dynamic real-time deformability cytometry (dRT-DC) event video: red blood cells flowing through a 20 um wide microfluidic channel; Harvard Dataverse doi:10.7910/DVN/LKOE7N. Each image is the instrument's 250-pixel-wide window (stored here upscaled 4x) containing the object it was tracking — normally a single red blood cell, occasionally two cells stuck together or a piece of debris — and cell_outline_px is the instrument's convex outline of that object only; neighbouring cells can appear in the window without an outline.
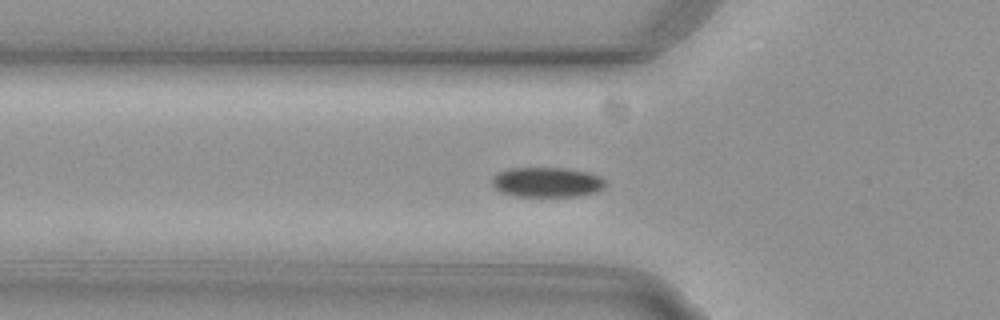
{"species": "common noctule bat (a hibernating species)", "species_latin": "Nyctalus noctula", "temperature_condition": "cold", "stored_images_in_passage": 57, "camera_frame_rate_fps": 3000, "um_per_image_px": 0.085, "animal": {"sex": "female", "body_mass_g": 29.2, "forearm_length_mm": 56.3}, "frame": {"image": 1, "passage_image": 19, "time_ms": 6.0, "image_size_px": [1000, 320], "cell_outline_px": [[604, 188], [596, 192], [576, 196], [516, 196], [500, 192], [492, 184], [492, 176], [508, 168], [564, 168], [588, 172], [600, 176], [604, 180]], "centroid_in_image_um": [46.48, 15.48], "position_along_channel_um": 79.3, "area_um2": 19.71}}
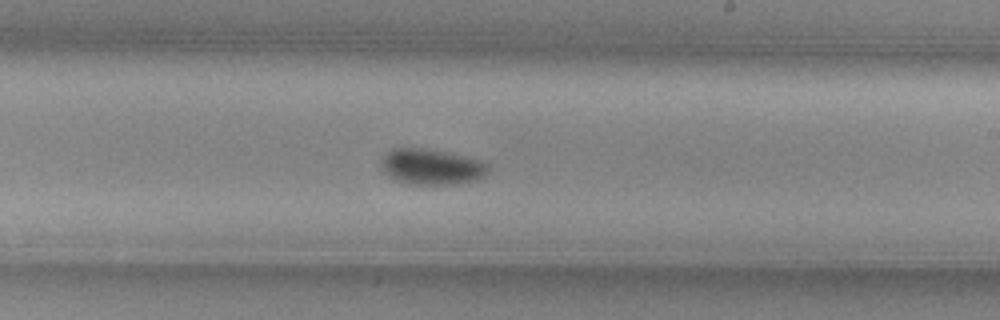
{"frame": {"image": 2, "passage_image": 33, "time_ms": 10.667, "image_size_px": [1000, 320], "cell_outline_px": [[492, 168], [484, 176], [476, 180], [460, 184], [408, 184], [392, 180], [384, 172], [380, 164], [384, 156], [392, 148], [420, 148], [444, 152], [480, 160], [488, 164]], "centroid_in_image_um": [36.68, 14.2], "position_along_channel_um": 252.3, "area_um2": 22.37}}
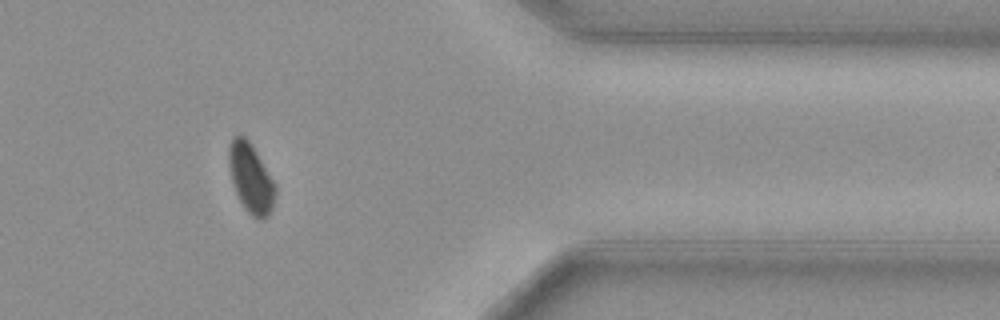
{"frame": {"image": 3, "passage_image": 46, "time_ms": 15.0, "image_size_px": [1000, 320], "cell_outline_px": [[276, 192], [272, 208], [268, 216], [264, 220], [260, 220], [252, 216], [244, 208], [236, 192], [232, 180], [228, 164], [228, 148], [232, 140], [236, 136], [244, 136], [252, 144], [276, 184]], "centroid_in_image_um": [21.34, 15.17], "position_along_channel_um": 390.1, "area_um2": 18.79}}